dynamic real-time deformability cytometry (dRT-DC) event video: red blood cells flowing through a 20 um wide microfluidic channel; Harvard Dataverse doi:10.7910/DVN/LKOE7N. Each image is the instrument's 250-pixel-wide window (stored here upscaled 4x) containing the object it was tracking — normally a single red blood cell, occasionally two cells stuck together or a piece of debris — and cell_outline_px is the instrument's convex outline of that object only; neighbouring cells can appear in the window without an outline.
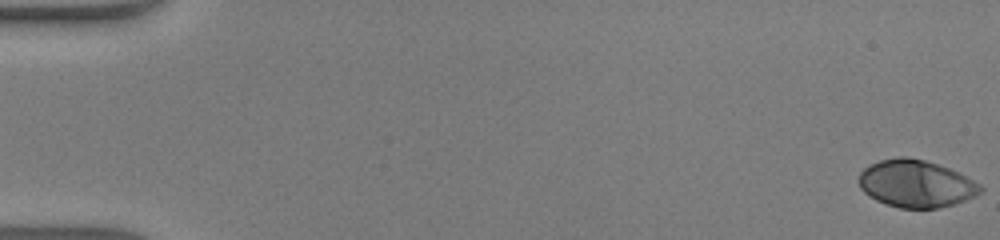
{"species": "human", "species_latin": "Homo sapiens", "temperature_condition": "warm", "stored_images_in_passage": 48, "camera_frame_rate_fps": 3000, "um_per_image_px": 0.085, "donor": {"sex": "male"}, "frame": {"image": 1, "passage_image": 1, "time_ms": 0.0, "image_size_px": [1000, 240], "cell_outline_px": [[984, 188], [976, 196], [952, 204], [936, 208], [900, 208], [884, 204], [868, 196], [860, 188], [860, 172], [864, 168], [880, 160], [900, 156], [908, 156], [924, 160], [948, 168], [980, 184]], "centroid_in_image_um": [77.83, 15.62], "position_along_channel_um": 7.2, "area_um2": 33.23}}
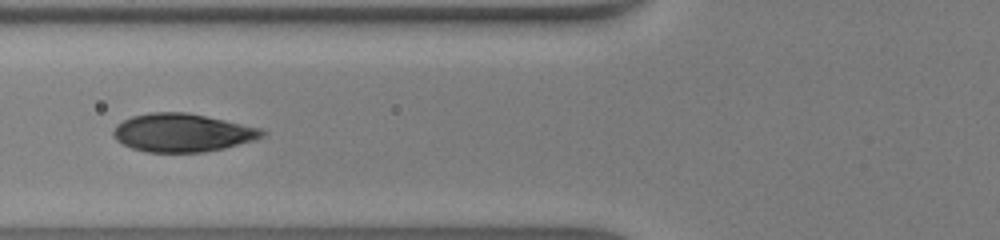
{"frame": {"image": 2, "passage_image": 20, "time_ms": 6.333, "image_size_px": [1000, 240], "cell_outline_px": [[268, 132], [264, 136], [252, 140], [224, 148], [204, 152], [148, 152], [132, 148], [116, 140], [112, 136], [112, 132], [116, 124], [132, 116], [148, 112], [188, 112], [264, 128]], "centroid_in_image_um": [15.51, 11.27], "position_along_channel_um": 110.3, "area_um2": 33.35}}
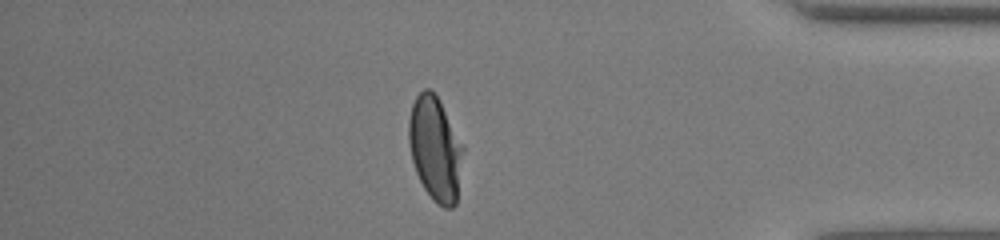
{"frame": {"image": 3, "passage_image": 42, "time_ms": 13.667, "image_size_px": [1000, 240], "cell_outline_px": [[464, 152], [456, 204], [452, 208], [444, 208], [432, 200], [424, 188], [416, 172], [412, 160], [408, 140], [408, 124], [412, 104], [416, 96], [424, 88], [428, 88], [440, 100], [464, 148]], "centroid_in_image_um": [36.99, 12.66], "position_along_channel_um": 398.2, "area_um2": 33.0}, "authors_computed_cell_mechanics": {"area_um2": 33.235, "velocity_mm_per_s": 4.3461, "shape_relaxation_time_tau1_ms": 3.6443, "shape_relaxation_time_tau2_ms": null, "deformation_change_tau1": 0.2032, "deformation_change_tau2": null}}